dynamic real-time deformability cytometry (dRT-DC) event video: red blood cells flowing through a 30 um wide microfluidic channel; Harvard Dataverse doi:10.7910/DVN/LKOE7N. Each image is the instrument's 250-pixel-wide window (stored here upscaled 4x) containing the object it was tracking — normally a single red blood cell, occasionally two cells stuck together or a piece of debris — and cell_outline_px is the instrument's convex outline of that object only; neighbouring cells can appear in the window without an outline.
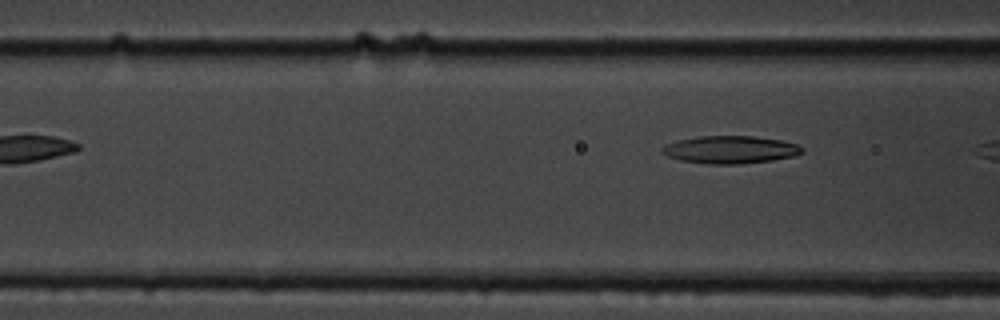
{"species": "common noctule bat (a hibernating species)", "species_latin": "Nyctalus noctula", "temperature_condition": "cold", "stored_images_in_passage": 5, "segment_of_instrument_passage": [2, 2], "camera_frame_rate_fps": 3000, "um_per_image_px": 0.085, "animal": {"sex": "male", "body_mass_g": 19.5, "forearm_length_mm": 54.6}, "frame": {"image": 1, "passage_image": 5, "time_ms": 5.333, "image_size_px": [1000, 320], "cell_outline_px": [[804, 152], [796, 156], [772, 160], [740, 164], [708, 164], [680, 160], [668, 156], [660, 152], [660, 148], [664, 144], [680, 140], [700, 136], [752, 136], [780, 140], [796, 144], [804, 148]], "centroid_in_image_um": [62.07, 12.72], "position_along_channel_um": 104.5, "area_um2": 22.6}}